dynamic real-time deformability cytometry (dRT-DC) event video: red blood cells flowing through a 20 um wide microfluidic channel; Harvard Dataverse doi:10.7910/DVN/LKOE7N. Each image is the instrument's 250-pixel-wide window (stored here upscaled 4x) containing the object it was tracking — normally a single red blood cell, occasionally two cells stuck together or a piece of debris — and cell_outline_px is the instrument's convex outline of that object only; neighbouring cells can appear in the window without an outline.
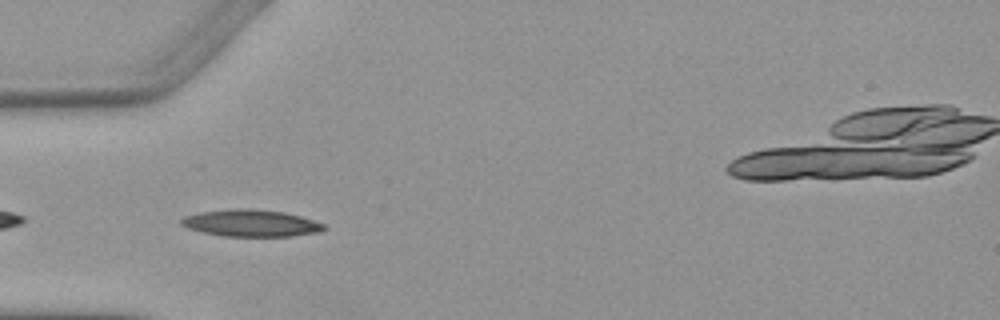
{"species": "Egyptian fruit bat (a non-hibernating species)", "species_latin": "Rousettus aegyptiacus", "temperature_condition": "warm", "stored_images_in_passage": 7, "camera_frame_rate_fps": 3000, "um_per_image_px": 0.085, "animal": {"sex": "female"}, "frame": {"image": 1, "passage_image": 5, "time_ms": 4.667, "image_size_px": [1000, 320], "cell_outline_px": [[328, 228], [320, 232], [292, 236], [224, 236], [204, 232], [188, 228], [180, 224], [180, 220], [184, 216], [200, 212], [236, 208], [248, 208], [284, 212], [300, 216], [324, 224]], "centroid_in_image_um": [21.34, 18.96], "position_along_channel_um": 63.7, "area_um2": 22.31}}
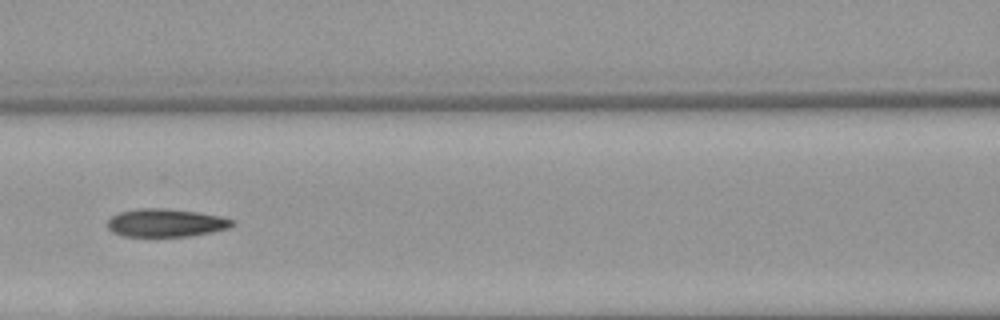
{"frame": {"image": 2, "passage_image": 7, "time_ms": 7.0, "image_size_px": [1000, 320], "cell_outline_px": [[236, 224], [228, 228], [212, 232], [192, 236], [124, 236], [112, 232], [108, 228], [108, 220], [112, 216], [120, 212], [136, 208], [164, 208], [196, 212], [220, 216], [236, 220]], "centroid_in_image_um": [14.12, 18.94], "position_along_channel_um": 152.5, "area_um2": 20.46}}